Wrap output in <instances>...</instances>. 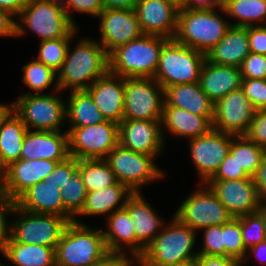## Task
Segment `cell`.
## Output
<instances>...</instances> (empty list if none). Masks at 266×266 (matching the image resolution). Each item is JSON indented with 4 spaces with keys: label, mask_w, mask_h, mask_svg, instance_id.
Instances as JSON below:
<instances>
[{
    "label": "cell",
    "mask_w": 266,
    "mask_h": 266,
    "mask_svg": "<svg viewBox=\"0 0 266 266\" xmlns=\"http://www.w3.org/2000/svg\"><path fill=\"white\" fill-rule=\"evenodd\" d=\"M250 52L248 27L231 26L218 44L206 53V60L240 68Z\"/></svg>",
    "instance_id": "cell-28"
},
{
    "label": "cell",
    "mask_w": 266,
    "mask_h": 266,
    "mask_svg": "<svg viewBox=\"0 0 266 266\" xmlns=\"http://www.w3.org/2000/svg\"><path fill=\"white\" fill-rule=\"evenodd\" d=\"M128 256L127 253H108L93 266H139L138 258L133 255Z\"/></svg>",
    "instance_id": "cell-51"
},
{
    "label": "cell",
    "mask_w": 266,
    "mask_h": 266,
    "mask_svg": "<svg viewBox=\"0 0 266 266\" xmlns=\"http://www.w3.org/2000/svg\"><path fill=\"white\" fill-rule=\"evenodd\" d=\"M241 82L240 68L204 61L200 72L199 84L214 103L233 90L240 88Z\"/></svg>",
    "instance_id": "cell-27"
},
{
    "label": "cell",
    "mask_w": 266,
    "mask_h": 266,
    "mask_svg": "<svg viewBox=\"0 0 266 266\" xmlns=\"http://www.w3.org/2000/svg\"><path fill=\"white\" fill-rule=\"evenodd\" d=\"M224 0H187L182 7L190 10H210L214 8H222Z\"/></svg>",
    "instance_id": "cell-55"
},
{
    "label": "cell",
    "mask_w": 266,
    "mask_h": 266,
    "mask_svg": "<svg viewBox=\"0 0 266 266\" xmlns=\"http://www.w3.org/2000/svg\"><path fill=\"white\" fill-rule=\"evenodd\" d=\"M17 20L16 37L24 36L28 29L40 41L65 37L75 27L65 8L41 0H29Z\"/></svg>",
    "instance_id": "cell-8"
},
{
    "label": "cell",
    "mask_w": 266,
    "mask_h": 266,
    "mask_svg": "<svg viewBox=\"0 0 266 266\" xmlns=\"http://www.w3.org/2000/svg\"><path fill=\"white\" fill-rule=\"evenodd\" d=\"M242 78L266 79V55L250 52L240 67Z\"/></svg>",
    "instance_id": "cell-44"
},
{
    "label": "cell",
    "mask_w": 266,
    "mask_h": 266,
    "mask_svg": "<svg viewBox=\"0 0 266 266\" xmlns=\"http://www.w3.org/2000/svg\"><path fill=\"white\" fill-rule=\"evenodd\" d=\"M104 9L102 0H68L67 5L65 7L66 14L69 20L77 27L76 21L71 15V12H79L80 14H87L92 16L93 18H97L100 12Z\"/></svg>",
    "instance_id": "cell-45"
},
{
    "label": "cell",
    "mask_w": 266,
    "mask_h": 266,
    "mask_svg": "<svg viewBox=\"0 0 266 266\" xmlns=\"http://www.w3.org/2000/svg\"><path fill=\"white\" fill-rule=\"evenodd\" d=\"M221 13L234 20L231 26L266 25V0H226Z\"/></svg>",
    "instance_id": "cell-34"
},
{
    "label": "cell",
    "mask_w": 266,
    "mask_h": 266,
    "mask_svg": "<svg viewBox=\"0 0 266 266\" xmlns=\"http://www.w3.org/2000/svg\"><path fill=\"white\" fill-rule=\"evenodd\" d=\"M256 111L240 87L214 103L212 128L232 135H245Z\"/></svg>",
    "instance_id": "cell-15"
},
{
    "label": "cell",
    "mask_w": 266,
    "mask_h": 266,
    "mask_svg": "<svg viewBox=\"0 0 266 266\" xmlns=\"http://www.w3.org/2000/svg\"><path fill=\"white\" fill-rule=\"evenodd\" d=\"M57 163L46 159H19L12 162L1 183L2 198L15 202L30 187L44 181Z\"/></svg>",
    "instance_id": "cell-18"
},
{
    "label": "cell",
    "mask_w": 266,
    "mask_h": 266,
    "mask_svg": "<svg viewBox=\"0 0 266 266\" xmlns=\"http://www.w3.org/2000/svg\"><path fill=\"white\" fill-rule=\"evenodd\" d=\"M134 192L127 200L125 209L129 212L137 241L146 248L161 232L165 222L142 195ZM163 218V219H162Z\"/></svg>",
    "instance_id": "cell-26"
},
{
    "label": "cell",
    "mask_w": 266,
    "mask_h": 266,
    "mask_svg": "<svg viewBox=\"0 0 266 266\" xmlns=\"http://www.w3.org/2000/svg\"><path fill=\"white\" fill-rule=\"evenodd\" d=\"M155 159L153 155L134 152L118 144L104 160L119 183L127 185L133 192H142V186L165 176Z\"/></svg>",
    "instance_id": "cell-10"
},
{
    "label": "cell",
    "mask_w": 266,
    "mask_h": 266,
    "mask_svg": "<svg viewBox=\"0 0 266 266\" xmlns=\"http://www.w3.org/2000/svg\"><path fill=\"white\" fill-rule=\"evenodd\" d=\"M69 92L66 101V122L69 124V128H81L105 121L102 113L85 90Z\"/></svg>",
    "instance_id": "cell-32"
},
{
    "label": "cell",
    "mask_w": 266,
    "mask_h": 266,
    "mask_svg": "<svg viewBox=\"0 0 266 266\" xmlns=\"http://www.w3.org/2000/svg\"><path fill=\"white\" fill-rule=\"evenodd\" d=\"M169 38L143 34L117 47L109 55V72L124 78H153L160 52Z\"/></svg>",
    "instance_id": "cell-4"
},
{
    "label": "cell",
    "mask_w": 266,
    "mask_h": 266,
    "mask_svg": "<svg viewBox=\"0 0 266 266\" xmlns=\"http://www.w3.org/2000/svg\"><path fill=\"white\" fill-rule=\"evenodd\" d=\"M0 266H5V263H3V262L1 263V262H0Z\"/></svg>",
    "instance_id": "cell-66"
},
{
    "label": "cell",
    "mask_w": 266,
    "mask_h": 266,
    "mask_svg": "<svg viewBox=\"0 0 266 266\" xmlns=\"http://www.w3.org/2000/svg\"><path fill=\"white\" fill-rule=\"evenodd\" d=\"M169 1L174 3L178 8H182L187 2V0H169Z\"/></svg>",
    "instance_id": "cell-64"
},
{
    "label": "cell",
    "mask_w": 266,
    "mask_h": 266,
    "mask_svg": "<svg viewBox=\"0 0 266 266\" xmlns=\"http://www.w3.org/2000/svg\"><path fill=\"white\" fill-rule=\"evenodd\" d=\"M139 0H102L104 9H133Z\"/></svg>",
    "instance_id": "cell-58"
},
{
    "label": "cell",
    "mask_w": 266,
    "mask_h": 266,
    "mask_svg": "<svg viewBox=\"0 0 266 266\" xmlns=\"http://www.w3.org/2000/svg\"><path fill=\"white\" fill-rule=\"evenodd\" d=\"M41 1H45L54 5H58L61 6L63 8L66 7L68 0H41Z\"/></svg>",
    "instance_id": "cell-63"
},
{
    "label": "cell",
    "mask_w": 266,
    "mask_h": 266,
    "mask_svg": "<svg viewBox=\"0 0 266 266\" xmlns=\"http://www.w3.org/2000/svg\"><path fill=\"white\" fill-rule=\"evenodd\" d=\"M171 219L138 258L139 266H168L197 257L199 252L193 248L199 232L175 216Z\"/></svg>",
    "instance_id": "cell-2"
},
{
    "label": "cell",
    "mask_w": 266,
    "mask_h": 266,
    "mask_svg": "<svg viewBox=\"0 0 266 266\" xmlns=\"http://www.w3.org/2000/svg\"><path fill=\"white\" fill-rule=\"evenodd\" d=\"M119 144L134 152L153 155L156 158L164 151L161 120H129L119 123Z\"/></svg>",
    "instance_id": "cell-19"
},
{
    "label": "cell",
    "mask_w": 266,
    "mask_h": 266,
    "mask_svg": "<svg viewBox=\"0 0 266 266\" xmlns=\"http://www.w3.org/2000/svg\"><path fill=\"white\" fill-rule=\"evenodd\" d=\"M143 34L174 39L179 8L169 0H139L134 8Z\"/></svg>",
    "instance_id": "cell-20"
},
{
    "label": "cell",
    "mask_w": 266,
    "mask_h": 266,
    "mask_svg": "<svg viewBox=\"0 0 266 266\" xmlns=\"http://www.w3.org/2000/svg\"><path fill=\"white\" fill-rule=\"evenodd\" d=\"M200 186L182 201L174 216L196 232L228 223L233 216L207 184Z\"/></svg>",
    "instance_id": "cell-11"
},
{
    "label": "cell",
    "mask_w": 266,
    "mask_h": 266,
    "mask_svg": "<svg viewBox=\"0 0 266 266\" xmlns=\"http://www.w3.org/2000/svg\"><path fill=\"white\" fill-rule=\"evenodd\" d=\"M66 131L69 155L77 160L105 159L119 144V124L110 120Z\"/></svg>",
    "instance_id": "cell-12"
},
{
    "label": "cell",
    "mask_w": 266,
    "mask_h": 266,
    "mask_svg": "<svg viewBox=\"0 0 266 266\" xmlns=\"http://www.w3.org/2000/svg\"><path fill=\"white\" fill-rule=\"evenodd\" d=\"M250 51L266 55V25L248 26Z\"/></svg>",
    "instance_id": "cell-50"
},
{
    "label": "cell",
    "mask_w": 266,
    "mask_h": 266,
    "mask_svg": "<svg viewBox=\"0 0 266 266\" xmlns=\"http://www.w3.org/2000/svg\"><path fill=\"white\" fill-rule=\"evenodd\" d=\"M212 122L213 116H200L181 108L163 106L161 131L164 142L166 141L164 131L175 138L179 136V138L192 139L205 135L212 129Z\"/></svg>",
    "instance_id": "cell-25"
},
{
    "label": "cell",
    "mask_w": 266,
    "mask_h": 266,
    "mask_svg": "<svg viewBox=\"0 0 266 266\" xmlns=\"http://www.w3.org/2000/svg\"><path fill=\"white\" fill-rule=\"evenodd\" d=\"M63 207L75 218L83 209L87 191L77 167L71 174L70 179L61 189Z\"/></svg>",
    "instance_id": "cell-39"
},
{
    "label": "cell",
    "mask_w": 266,
    "mask_h": 266,
    "mask_svg": "<svg viewBox=\"0 0 266 266\" xmlns=\"http://www.w3.org/2000/svg\"><path fill=\"white\" fill-rule=\"evenodd\" d=\"M29 0H0V9L10 12L16 18Z\"/></svg>",
    "instance_id": "cell-57"
},
{
    "label": "cell",
    "mask_w": 266,
    "mask_h": 266,
    "mask_svg": "<svg viewBox=\"0 0 266 266\" xmlns=\"http://www.w3.org/2000/svg\"><path fill=\"white\" fill-rule=\"evenodd\" d=\"M13 111V104L0 103V128L6 117Z\"/></svg>",
    "instance_id": "cell-59"
},
{
    "label": "cell",
    "mask_w": 266,
    "mask_h": 266,
    "mask_svg": "<svg viewBox=\"0 0 266 266\" xmlns=\"http://www.w3.org/2000/svg\"><path fill=\"white\" fill-rule=\"evenodd\" d=\"M2 255L13 266H56L55 248L44 245L8 240Z\"/></svg>",
    "instance_id": "cell-31"
},
{
    "label": "cell",
    "mask_w": 266,
    "mask_h": 266,
    "mask_svg": "<svg viewBox=\"0 0 266 266\" xmlns=\"http://www.w3.org/2000/svg\"><path fill=\"white\" fill-rule=\"evenodd\" d=\"M229 153L235 158L239 166L243 167L252 177L261 164L266 149L251 141L246 135L231 134Z\"/></svg>",
    "instance_id": "cell-35"
},
{
    "label": "cell",
    "mask_w": 266,
    "mask_h": 266,
    "mask_svg": "<svg viewBox=\"0 0 266 266\" xmlns=\"http://www.w3.org/2000/svg\"><path fill=\"white\" fill-rule=\"evenodd\" d=\"M206 184L233 218L258 211L260 198L252 178L209 180Z\"/></svg>",
    "instance_id": "cell-17"
},
{
    "label": "cell",
    "mask_w": 266,
    "mask_h": 266,
    "mask_svg": "<svg viewBox=\"0 0 266 266\" xmlns=\"http://www.w3.org/2000/svg\"><path fill=\"white\" fill-rule=\"evenodd\" d=\"M257 212L262 216L266 228V200L260 201V206Z\"/></svg>",
    "instance_id": "cell-61"
},
{
    "label": "cell",
    "mask_w": 266,
    "mask_h": 266,
    "mask_svg": "<svg viewBox=\"0 0 266 266\" xmlns=\"http://www.w3.org/2000/svg\"><path fill=\"white\" fill-rule=\"evenodd\" d=\"M203 246L198 249L199 254L208 256H225V239L223 225L202 229Z\"/></svg>",
    "instance_id": "cell-42"
},
{
    "label": "cell",
    "mask_w": 266,
    "mask_h": 266,
    "mask_svg": "<svg viewBox=\"0 0 266 266\" xmlns=\"http://www.w3.org/2000/svg\"><path fill=\"white\" fill-rule=\"evenodd\" d=\"M7 171H8V166L3 161V158L0 152V183H2L5 180L7 176Z\"/></svg>",
    "instance_id": "cell-60"
},
{
    "label": "cell",
    "mask_w": 266,
    "mask_h": 266,
    "mask_svg": "<svg viewBox=\"0 0 266 266\" xmlns=\"http://www.w3.org/2000/svg\"><path fill=\"white\" fill-rule=\"evenodd\" d=\"M188 142L199 183L206 184L229 154L231 134L212 128L203 136L188 139Z\"/></svg>",
    "instance_id": "cell-14"
},
{
    "label": "cell",
    "mask_w": 266,
    "mask_h": 266,
    "mask_svg": "<svg viewBox=\"0 0 266 266\" xmlns=\"http://www.w3.org/2000/svg\"><path fill=\"white\" fill-rule=\"evenodd\" d=\"M134 228L130 214L125 208L111 213L106 218V230L102 231L108 252L129 251V255L139 258L145 248L137 241Z\"/></svg>",
    "instance_id": "cell-23"
},
{
    "label": "cell",
    "mask_w": 266,
    "mask_h": 266,
    "mask_svg": "<svg viewBox=\"0 0 266 266\" xmlns=\"http://www.w3.org/2000/svg\"><path fill=\"white\" fill-rule=\"evenodd\" d=\"M52 88L53 93L21 94L12 102L13 111L28 130L63 131L62 126L66 124V100L60 95L62 91L58 85L54 84Z\"/></svg>",
    "instance_id": "cell-6"
},
{
    "label": "cell",
    "mask_w": 266,
    "mask_h": 266,
    "mask_svg": "<svg viewBox=\"0 0 266 266\" xmlns=\"http://www.w3.org/2000/svg\"><path fill=\"white\" fill-rule=\"evenodd\" d=\"M164 89L154 78H124L123 119L161 120Z\"/></svg>",
    "instance_id": "cell-13"
},
{
    "label": "cell",
    "mask_w": 266,
    "mask_h": 266,
    "mask_svg": "<svg viewBox=\"0 0 266 266\" xmlns=\"http://www.w3.org/2000/svg\"><path fill=\"white\" fill-rule=\"evenodd\" d=\"M164 106H173L200 116H214V102L198 83L172 85L164 90Z\"/></svg>",
    "instance_id": "cell-29"
},
{
    "label": "cell",
    "mask_w": 266,
    "mask_h": 266,
    "mask_svg": "<svg viewBox=\"0 0 266 266\" xmlns=\"http://www.w3.org/2000/svg\"><path fill=\"white\" fill-rule=\"evenodd\" d=\"M249 251H250V253H249ZM251 254L254 255L256 260L260 261V263H262V264L266 263V239L264 241L260 242L259 244H256L255 246L250 247L247 250L245 258L241 262V266H243L244 263H246L249 260L248 257H250L249 255H251Z\"/></svg>",
    "instance_id": "cell-56"
},
{
    "label": "cell",
    "mask_w": 266,
    "mask_h": 266,
    "mask_svg": "<svg viewBox=\"0 0 266 266\" xmlns=\"http://www.w3.org/2000/svg\"><path fill=\"white\" fill-rule=\"evenodd\" d=\"M105 120L120 123L124 112V77L109 71L85 90Z\"/></svg>",
    "instance_id": "cell-22"
},
{
    "label": "cell",
    "mask_w": 266,
    "mask_h": 266,
    "mask_svg": "<svg viewBox=\"0 0 266 266\" xmlns=\"http://www.w3.org/2000/svg\"><path fill=\"white\" fill-rule=\"evenodd\" d=\"M196 266H241L235 258L229 256H208L198 254L195 258Z\"/></svg>",
    "instance_id": "cell-52"
},
{
    "label": "cell",
    "mask_w": 266,
    "mask_h": 266,
    "mask_svg": "<svg viewBox=\"0 0 266 266\" xmlns=\"http://www.w3.org/2000/svg\"><path fill=\"white\" fill-rule=\"evenodd\" d=\"M245 135L251 141L266 149V109L256 111L250 128Z\"/></svg>",
    "instance_id": "cell-48"
},
{
    "label": "cell",
    "mask_w": 266,
    "mask_h": 266,
    "mask_svg": "<svg viewBox=\"0 0 266 266\" xmlns=\"http://www.w3.org/2000/svg\"><path fill=\"white\" fill-rule=\"evenodd\" d=\"M225 239V256L235 258L240 263L244 260L247 250L245 249L242 230L240 227V216L232 218L223 224Z\"/></svg>",
    "instance_id": "cell-40"
},
{
    "label": "cell",
    "mask_w": 266,
    "mask_h": 266,
    "mask_svg": "<svg viewBox=\"0 0 266 266\" xmlns=\"http://www.w3.org/2000/svg\"><path fill=\"white\" fill-rule=\"evenodd\" d=\"M240 227L246 250L266 239L264 220L258 212L240 216Z\"/></svg>",
    "instance_id": "cell-41"
},
{
    "label": "cell",
    "mask_w": 266,
    "mask_h": 266,
    "mask_svg": "<svg viewBox=\"0 0 266 266\" xmlns=\"http://www.w3.org/2000/svg\"><path fill=\"white\" fill-rule=\"evenodd\" d=\"M134 192L125 184L117 182L112 186L87 192L86 201L81 212L74 218L81 216H106L116 210L123 209L128 198Z\"/></svg>",
    "instance_id": "cell-30"
},
{
    "label": "cell",
    "mask_w": 266,
    "mask_h": 266,
    "mask_svg": "<svg viewBox=\"0 0 266 266\" xmlns=\"http://www.w3.org/2000/svg\"><path fill=\"white\" fill-rule=\"evenodd\" d=\"M16 17L10 12L0 9V37L16 38Z\"/></svg>",
    "instance_id": "cell-53"
},
{
    "label": "cell",
    "mask_w": 266,
    "mask_h": 266,
    "mask_svg": "<svg viewBox=\"0 0 266 266\" xmlns=\"http://www.w3.org/2000/svg\"><path fill=\"white\" fill-rule=\"evenodd\" d=\"M15 202L8 199H0V253L3 254L8 240L10 239V222L8 214H12Z\"/></svg>",
    "instance_id": "cell-49"
},
{
    "label": "cell",
    "mask_w": 266,
    "mask_h": 266,
    "mask_svg": "<svg viewBox=\"0 0 266 266\" xmlns=\"http://www.w3.org/2000/svg\"><path fill=\"white\" fill-rule=\"evenodd\" d=\"M69 155L67 131L28 130L24 136L20 159L65 161Z\"/></svg>",
    "instance_id": "cell-21"
},
{
    "label": "cell",
    "mask_w": 266,
    "mask_h": 266,
    "mask_svg": "<svg viewBox=\"0 0 266 266\" xmlns=\"http://www.w3.org/2000/svg\"><path fill=\"white\" fill-rule=\"evenodd\" d=\"M242 178L252 177L243 167L239 166L235 158L229 153L210 180H238Z\"/></svg>",
    "instance_id": "cell-46"
},
{
    "label": "cell",
    "mask_w": 266,
    "mask_h": 266,
    "mask_svg": "<svg viewBox=\"0 0 266 266\" xmlns=\"http://www.w3.org/2000/svg\"><path fill=\"white\" fill-rule=\"evenodd\" d=\"M97 18L100 24L98 41L108 55L117 47L143 35L133 9H103Z\"/></svg>",
    "instance_id": "cell-16"
},
{
    "label": "cell",
    "mask_w": 266,
    "mask_h": 266,
    "mask_svg": "<svg viewBox=\"0 0 266 266\" xmlns=\"http://www.w3.org/2000/svg\"><path fill=\"white\" fill-rule=\"evenodd\" d=\"M15 204L28 212L38 214H54L67 218L70 222L74 217L63 207L61 189L54 183L41 181L26 190Z\"/></svg>",
    "instance_id": "cell-24"
},
{
    "label": "cell",
    "mask_w": 266,
    "mask_h": 266,
    "mask_svg": "<svg viewBox=\"0 0 266 266\" xmlns=\"http://www.w3.org/2000/svg\"><path fill=\"white\" fill-rule=\"evenodd\" d=\"M78 168L87 192L112 186L118 182L115 173L104 159L78 160Z\"/></svg>",
    "instance_id": "cell-36"
},
{
    "label": "cell",
    "mask_w": 266,
    "mask_h": 266,
    "mask_svg": "<svg viewBox=\"0 0 266 266\" xmlns=\"http://www.w3.org/2000/svg\"><path fill=\"white\" fill-rule=\"evenodd\" d=\"M252 179L256 185L260 201L266 200V153Z\"/></svg>",
    "instance_id": "cell-54"
},
{
    "label": "cell",
    "mask_w": 266,
    "mask_h": 266,
    "mask_svg": "<svg viewBox=\"0 0 266 266\" xmlns=\"http://www.w3.org/2000/svg\"><path fill=\"white\" fill-rule=\"evenodd\" d=\"M76 44L73 48L69 44L63 65L57 71V85L62 94L66 89L86 90L109 71L108 54L98 40L86 37Z\"/></svg>",
    "instance_id": "cell-1"
},
{
    "label": "cell",
    "mask_w": 266,
    "mask_h": 266,
    "mask_svg": "<svg viewBox=\"0 0 266 266\" xmlns=\"http://www.w3.org/2000/svg\"><path fill=\"white\" fill-rule=\"evenodd\" d=\"M78 29L79 28L75 26L62 38L40 41L36 59L57 72L63 65L69 44L73 42L72 39L75 38V35L79 31Z\"/></svg>",
    "instance_id": "cell-37"
},
{
    "label": "cell",
    "mask_w": 266,
    "mask_h": 266,
    "mask_svg": "<svg viewBox=\"0 0 266 266\" xmlns=\"http://www.w3.org/2000/svg\"><path fill=\"white\" fill-rule=\"evenodd\" d=\"M0 199H2V194H1V183H0Z\"/></svg>",
    "instance_id": "cell-65"
},
{
    "label": "cell",
    "mask_w": 266,
    "mask_h": 266,
    "mask_svg": "<svg viewBox=\"0 0 266 266\" xmlns=\"http://www.w3.org/2000/svg\"><path fill=\"white\" fill-rule=\"evenodd\" d=\"M27 131L28 128L14 111L2 123L0 152L7 166L20 159L24 136Z\"/></svg>",
    "instance_id": "cell-33"
},
{
    "label": "cell",
    "mask_w": 266,
    "mask_h": 266,
    "mask_svg": "<svg viewBox=\"0 0 266 266\" xmlns=\"http://www.w3.org/2000/svg\"><path fill=\"white\" fill-rule=\"evenodd\" d=\"M218 11L221 12V8L210 10L179 8L174 39L180 44L206 54L218 44L231 27V23L221 17Z\"/></svg>",
    "instance_id": "cell-5"
},
{
    "label": "cell",
    "mask_w": 266,
    "mask_h": 266,
    "mask_svg": "<svg viewBox=\"0 0 266 266\" xmlns=\"http://www.w3.org/2000/svg\"><path fill=\"white\" fill-rule=\"evenodd\" d=\"M77 167L78 160L74 157H68L65 161L57 163L54 170L44 179V182L54 183L63 189Z\"/></svg>",
    "instance_id": "cell-47"
},
{
    "label": "cell",
    "mask_w": 266,
    "mask_h": 266,
    "mask_svg": "<svg viewBox=\"0 0 266 266\" xmlns=\"http://www.w3.org/2000/svg\"><path fill=\"white\" fill-rule=\"evenodd\" d=\"M241 88L256 110L266 109V79L242 78Z\"/></svg>",
    "instance_id": "cell-43"
},
{
    "label": "cell",
    "mask_w": 266,
    "mask_h": 266,
    "mask_svg": "<svg viewBox=\"0 0 266 266\" xmlns=\"http://www.w3.org/2000/svg\"><path fill=\"white\" fill-rule=\"evenodd\" d=\"M102 231L79 219L70 222L55 248L56 266H93L102 260L109 253Z\"/></svg>",
    "instance_id": "cell-3"
},
{
    "label": "cell",
    "mask_w": 266,
    "mask_h": 266,
    "mask_svg": "<svg viewBox=\"0 0 266 266\" xmlns=\"http://www.w3.org/2000/svg\"><path fill=\"white\" fill-rule=\"evenodd\" d=\"M22 70L23 83L33 91L24 94H41L44 92L43 90L48 89L52 84L55 83L57 85V72L36 58L26 63Z\"/></svg>",
    "instance_id": "cell-38"
},
{
    "label": "cell",
    "mask_w": 266,
    "mask_h": 266,
    "mask_svg": "<svg viewBox=\"0 0 266 266\" xmlns=\"http://www.w3.org/2000/svg\"><path fill=\"white\" fill-rule=\"evenodd\" d=\"M168 266H196V262H195V259H191V260H186V261L179 262L176 264H171Z\"/></svg>",
    "instance_id": "cell-62"
},
{
    "label": "cell",
    "mask_w": 266,
    "mask_h": 266,
    "mask_svg": "<svg viewBox=\"0 0 266 266\" xmlns=\"http://www.w3.org/2000/svg\"><path fill=\"white\" fill-rule=\"evenodd\" d=\"M18 216L10 222V239L24 244L44 245L56 248L61 240L67 218L54 214L31 213L19 208L16 204L12 214Z\"/></svg>",
    "instance_id": "cell-9"
},
{
    "label": "cell",
    "mask_w": 266,
    "mask_h": 266,
    "mask_svg": "<svg viewBox=\"0 0 266 266\" xmlns=\"http://www.w3.org/2000/svg\"><path fill=\"white\" fill-rule=\"evenodd\" d=\"M206 54L169 39L162 47L154 79L165 90L172 85L198 83Z\"/></svg>",
    "instance_id": "cell-7"
}]
</instances>
